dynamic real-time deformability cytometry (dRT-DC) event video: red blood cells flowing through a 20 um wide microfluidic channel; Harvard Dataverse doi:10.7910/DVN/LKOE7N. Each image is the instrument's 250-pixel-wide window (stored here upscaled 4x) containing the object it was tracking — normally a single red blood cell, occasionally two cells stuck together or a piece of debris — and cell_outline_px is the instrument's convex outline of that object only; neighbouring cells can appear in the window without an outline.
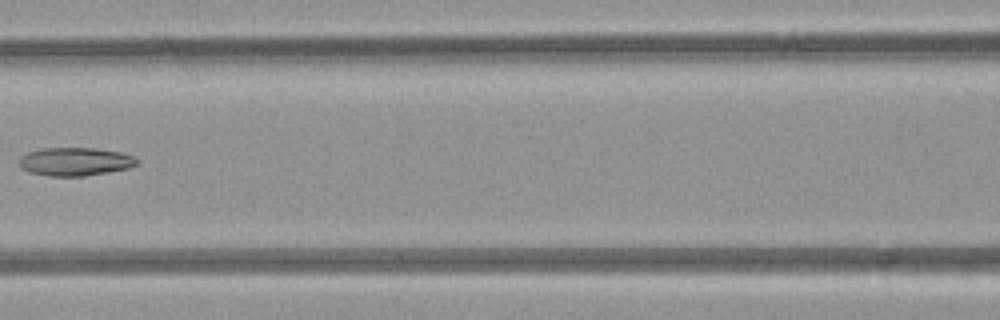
{"species": "common noctule bat (a hibernating species)", "species_latin": "Nyctalus noctula", "temperature_condition": "room temperature", "stored_images_in_passage": 5, "camera_frame_rate_fps": 3000, "um_per_image_px": 0.085, "animal": {"sex": "female", "body_mass_g": 21.9}, "frame": {"image": 1, "passage_image": 5, "time_ms": 4.667, "image_size_px": [1000, 320], "cell_outline_px": [[140, 160], [136, 164], [128, 168], [84, 176], [48, 176], [28, 172], [20, 164], [20, 156], [28, 152], [44, 148], [96, 148], [120, 152], [132, 156]], "centroid_in_image_um": [6.38, 13.73], "position_along_channel_um": 160.2, "area_um2": 19.25}}